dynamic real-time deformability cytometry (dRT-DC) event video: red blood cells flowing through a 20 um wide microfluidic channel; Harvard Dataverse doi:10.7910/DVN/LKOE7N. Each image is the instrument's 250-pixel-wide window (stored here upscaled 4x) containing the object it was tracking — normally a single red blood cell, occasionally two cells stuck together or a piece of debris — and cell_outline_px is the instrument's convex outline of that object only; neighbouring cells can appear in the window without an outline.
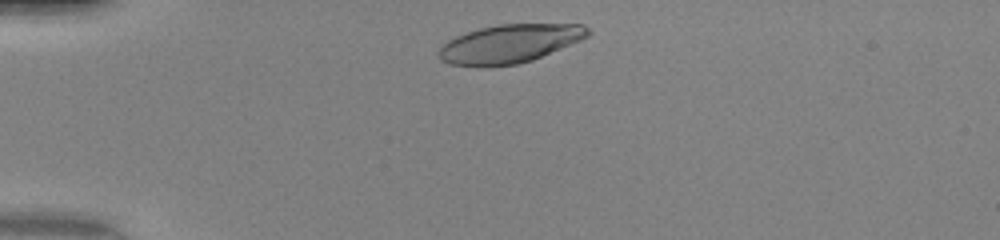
{"species": "human", "species_latin": "Homo sapiens", "temperature_condition": "warm", "stored_images_in_passage": 33, "camera_frame_rate_fps": 3000, "um_per_image_px": 0.085, "donor": {"sex": "female"}, "frame": {"image": 1, "passage_image": 3, "time_ms": 0.667, "image_size_px": [1000, 240], "cell_outline_px": [[592, 32], [588, 36], [580, 40], [532, 60], [516, 64], [480, 68], [448, 64], [440, 60], [436, 56], [436, 52], [448, 40], [456, 36], [480, 28], [496, 24], [584, 24]], "centroid_in_image_um": [43.26, 3.73], "position_along_channel_um": 41.7, "area_um2": 33.76}}
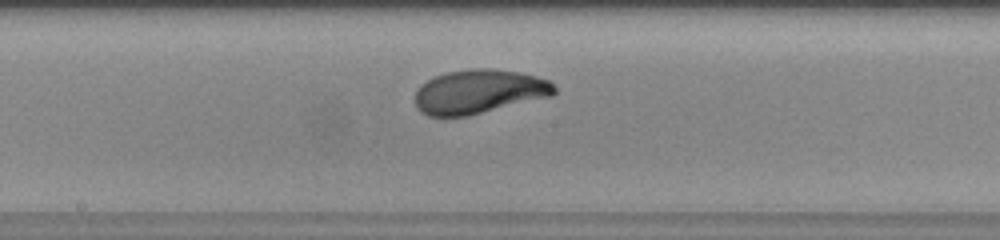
{"frame": {"image": 2, "passage_image": 18, "time_ms": 5.667, "image_size_px": [1000, 240], "cell_outline_px": [[556, 92], [552, 96], [468, 116], [428, 116], [420, 112], [416, 108], [416, 92], [420, 84], [436, 76], [448, 72], [472, 68], [492, 68], [520, 72], [536, 76], [548, 80], [556, 88]], "centroid_in_image_um": [40.72, 7.79], "position_along_channel_um": 207.5, "area_um2": 35.84}}
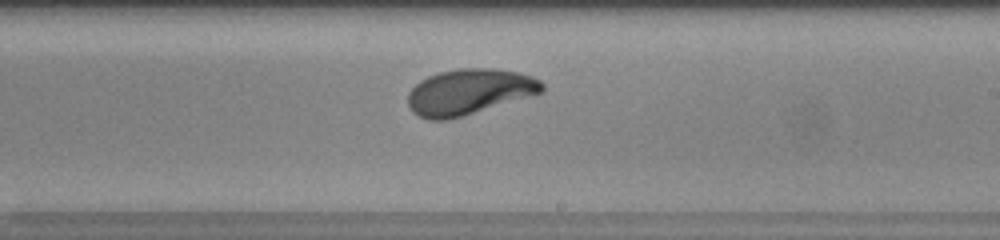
{"frame": {"image": 3, "passage_image": 21, "time_ms": 6.667, "image_size_px": [1000, 240], "cell_outline_px": [[544, 92], [532, 96], [464, 116], [448, 120], [428, 120], [412, 112], [408, 104], [408, 92], [420, 80], [428, 76], [440, 72], [460, 68], [492, 68], [520, 72], [532, 76], [540, 80], [544, 84]], "centroid_in_image_um": [39.9, 7.81], "position_along_channel_um": 249.1, "area_um2": 36.07}, "authors_computed_cell_mechanics": {"area_um2": 35.1424, "velocity_mm_per_s": 4.1672, "shape_relaxation_time_tau1_ms": 4.5477, "shape_relaxation_time_tau2_ms": null, "deformation_change_tau1": 0.2224, "deformation_change_tau2": null}}